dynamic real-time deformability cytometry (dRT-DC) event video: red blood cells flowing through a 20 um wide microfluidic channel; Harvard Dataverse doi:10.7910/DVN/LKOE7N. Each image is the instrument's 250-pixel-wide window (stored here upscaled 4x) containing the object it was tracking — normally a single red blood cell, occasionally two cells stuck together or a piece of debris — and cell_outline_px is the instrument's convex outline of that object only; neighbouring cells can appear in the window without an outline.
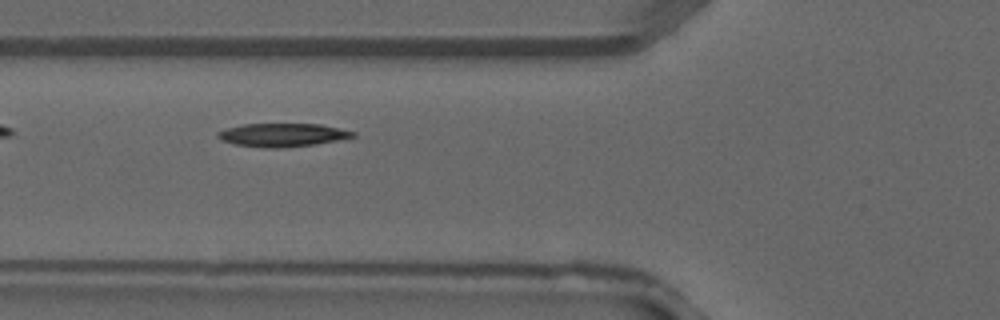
{"species": "common noctule bat (a hibernating species)", "species_latin": "Nyctalus noctula", "temperature_condition": "warm", "stored_images_in_passage": 3, "camera_frame_rate_fps": 3000, "um_per_image_px": 0.085, "animal": {"sex": "male", "forearm_length_mm": 52.5}, "frame": {"image": 1, "passage_image": 3, "time_ms": 0.667, "image_size_px": [1000, 320], "cell_outline_px": [[356, 136], [336, 140], [312, 144], [276, 148], [268, 148], [236, 144], [224, 140], [216, 136], [216, 132], [228, 128], [244, 124], [320, 124], [356, 132]], "centroid_in_image_um": [24.0, 11.46], "position_along_channel_um": 101.8, "area_um2": 17.92}}